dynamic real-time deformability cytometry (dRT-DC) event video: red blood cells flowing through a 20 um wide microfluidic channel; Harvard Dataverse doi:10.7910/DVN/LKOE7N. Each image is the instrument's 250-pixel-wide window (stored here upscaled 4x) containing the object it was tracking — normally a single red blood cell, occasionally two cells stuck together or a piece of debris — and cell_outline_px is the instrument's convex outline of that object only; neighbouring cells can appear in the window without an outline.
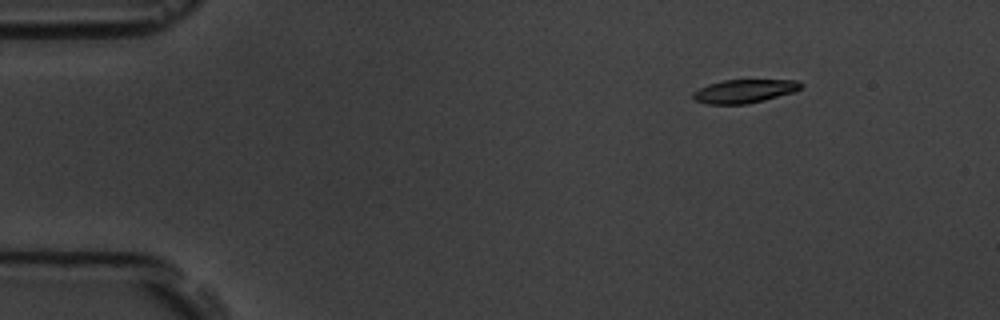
{"species": "common noctule bat (a hibernating species)", "species_latin": "Nyctalus noctula", "temperature_condition": "room temperature", "stored_images_in_passage": 8, "camera_frame_rate_fps": 3000, "um_per_image_px": 0.085, "animal": {"sex": "male", "body_mass_g": 19.5, "forearm_length_mm": 54.6}, "frame": {"image": 1, "passage_image": 2, "time_ms": 1.0, "image_size_px": [1000, 320], "cell_outline_px": [[804, 84], [796, 92], [748, 104], [708, 104], [696, 100], [692, 96], [692, 92], [708, 84], [724, 80], [796, 80]], "centroid_in_image_um": [63.29, 7.75], "position_along_channel_um": 21.7, "area_um2": 14.8}}
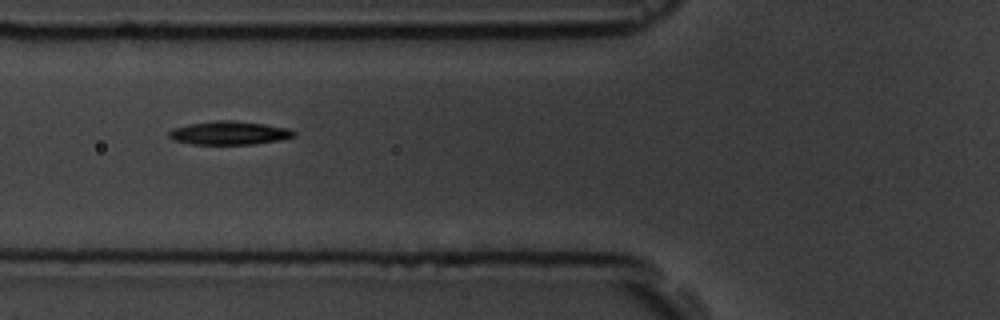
{"frame": {"image": 2, "passage_image": 6, "time_ms": 5.667, "image_size_px": [1000, 320], "cell_outline_px": [[296, 136], [280, 140], [252, 144], [192, 144], [176, 140], [168, 136], [168, 132], [172, 128], [188, 124], [216, 120], [232, 120], [264, 124], [292, 128], [296, 132]], "centroid_in_image_um": [19.53, 11.29], "position_along_channel_um": 106.3, "area_um2": 17.17}}
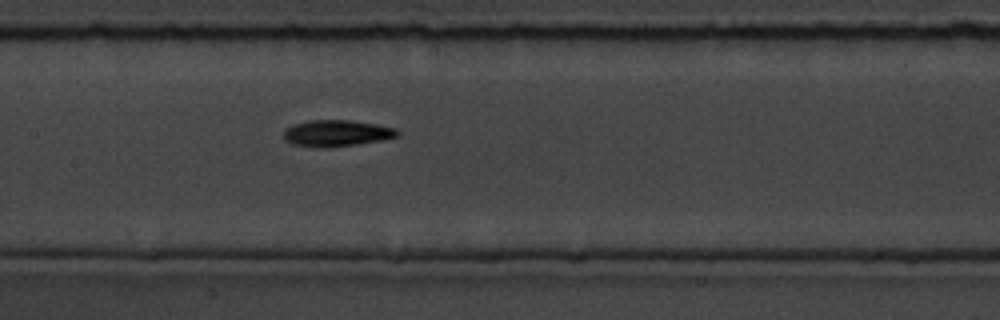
{"frame": {"image": 3, "passage_image": 8, "time_ms": 7.667, "image_size_px": [1000, 320], "cell_outline_px": [[400, 132], [396, 136], [380, 140], [356, 144], [324, 148], [292, 144], [284, 140], [284, 132], [292, 124], [308, 120], [352, 120], [376, 124], [396, 128]], "centroid_in_image_um": [28.59, 11.31], "position_along_channel_um": 178.8, "area_um2": 17.4}}